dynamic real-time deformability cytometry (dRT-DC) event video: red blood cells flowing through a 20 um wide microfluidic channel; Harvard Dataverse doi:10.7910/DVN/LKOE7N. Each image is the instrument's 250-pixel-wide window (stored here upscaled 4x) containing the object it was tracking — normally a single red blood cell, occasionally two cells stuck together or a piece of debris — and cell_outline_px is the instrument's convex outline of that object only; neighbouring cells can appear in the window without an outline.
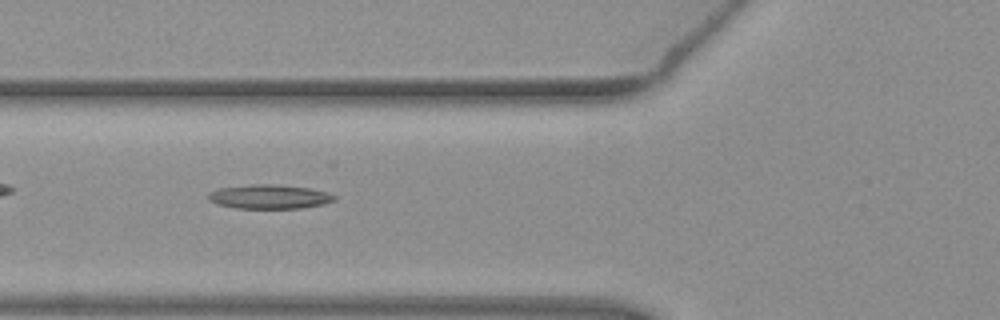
{"species": "common noctule bat (a hibernating species)", "species_latin": "Nyctalus noctula", "temperature_condition": "warm", "stored_images_in_passage": 37, "camera_frame_rate_fps": 3000, "um_per_image_px": 0.085, "animal": {"sex": "female", "body_mass_g": 19.3, "forearm_length_mm": 54.1}, "frame": {"image": 1, "passage_image": 4, "time_ms": 1.0, "image_size_px": [1000, 320], "cell_outline_px": [[336, 200], [324, 204], [300, 208], [236, 208], [216, 204], [208, 200], [208, 192], [216, 188], [252, 184], [276, 184], [308, 188], [328, 192], [336, 196]], "centroid_in_image_um": [22.86, 16.71], "position_along_channel_um": 102.9, "area_um2": 17.92}}
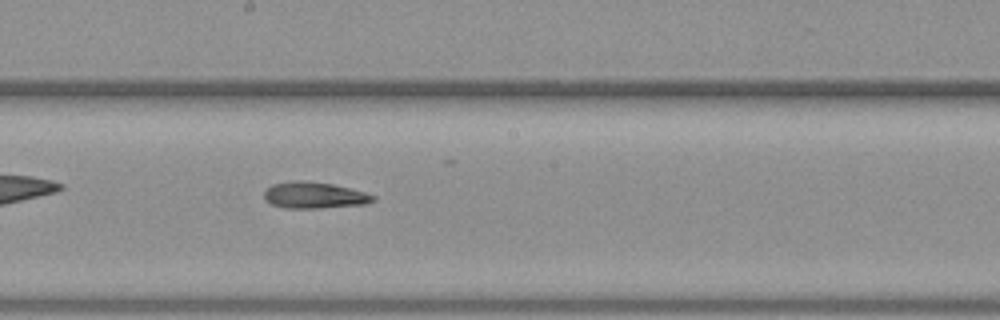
{"frame": {"image": 2, "passage_image": 13, "time_ms": 4.0, "image_size_px": [1000, 320], "cell_outline_px": [[376, 200], [364, 204], [320, 208], [284, 208], [272, 204], [264, 200], [264, 192], [272, 184], [296, 180], [300, 180], [332, 184], [364, 192], [376, 196]], "centroid_in_image_um": [26.69, 16.6], "position_along_channel_um": 221.5, "area_um2": 16.65}}
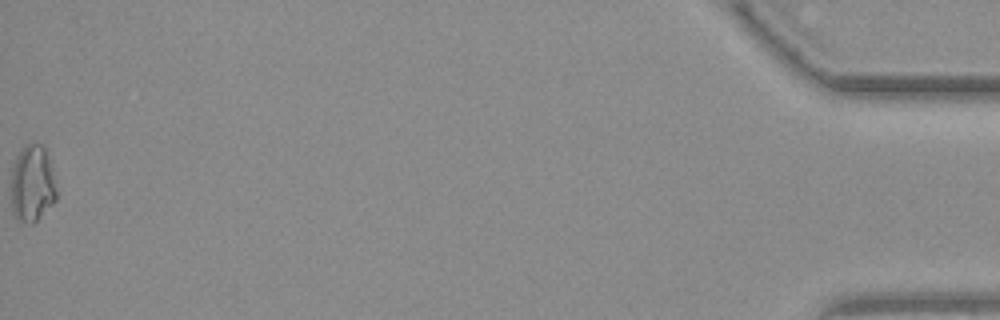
{"frame": {"image": 3, "passage_image": 37, "time_ms": 12.0, "image_size_px": [1000, 320], "cell_outline_px": [[56, 200], [32, 224], [28, 224], [20, 220], [12, 212], [12, 168], [16, 156], [28, 144], [44, 144], [56, 188]], "centroid_in_image_um": [2.74, 15.62], "position_along_channel_um": 432.5, "area_um2": 19.83}, "authors_computed_cell_mechanics": {"area_um2": 16.8198, "velocity_mm_per_s": 3.9404, "shape_relaxation_time_tau1_ms": null, "shape_relaxation_time_tau2_ms": 9.3352, "deformation_change_tau1": null, "deformation_change_tau2": 0.2095}}